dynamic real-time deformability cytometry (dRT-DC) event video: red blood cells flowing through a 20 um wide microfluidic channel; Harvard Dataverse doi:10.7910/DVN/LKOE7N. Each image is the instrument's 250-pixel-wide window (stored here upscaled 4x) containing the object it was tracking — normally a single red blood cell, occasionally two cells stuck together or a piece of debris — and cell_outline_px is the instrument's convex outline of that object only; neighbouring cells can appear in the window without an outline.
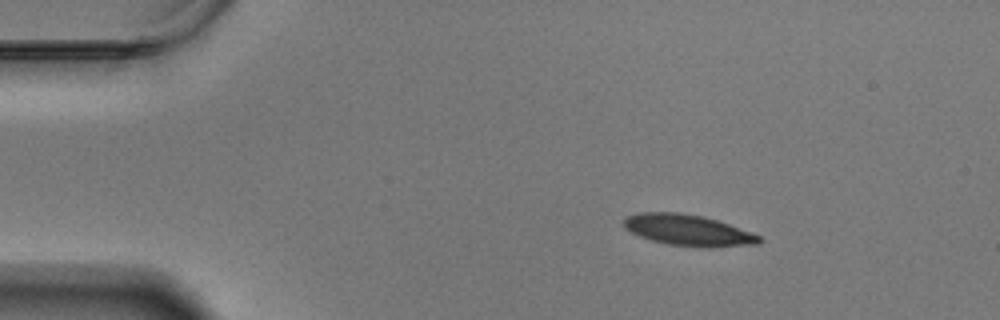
{"species": "Egyptian fruit bat (a non-hibernating species)", "species_latin": "Rousettus aegyptiacus", "temperature_condition": "warm", "stored_images_in_passage": 50, "camera_frame_rate_fps": 3000, "um_per_image_px": 0.085, "animal": {"sex": "male"}, "frame": {"image": 1, "passage_image": 1, "time_ms": 0.0, "image_size_px": [1000, 320], "cell_outline_px": [[764, 240], [760, 244], [668, 244], [652, 240], [640, 236], [624, 228], [624, 216], [640, 212], [680, 212], [704, 216], [728, 224], [760, 236]], "centroid_in_image_um": [58.37, 19.49], "position_along_channel_um": 26.6, "area_um2": 23.29}}
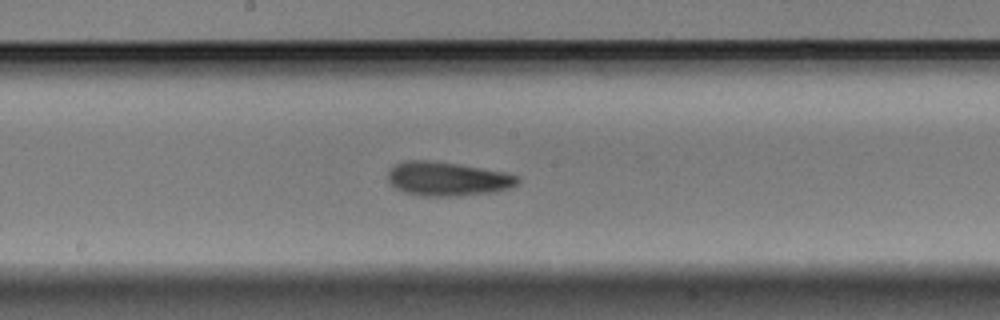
{"frame": {"image": 2, "passage_image": 23, "time_ms": 7.333, "image_size_px": [1000, 320], "cell_outline_px": [[520, 184], [496, 192], [456, 196], [420, 196], [404, 192], [396, 188], [388, 180], [388, 172], [392, 164], [404, 160], [428, 160], [456, 164], [504, 172], [520, 176]], "centroid_in_image_um": [38.03, 15.2], "position_along_channel_um": 210.2, "area_um2": 25.89}}
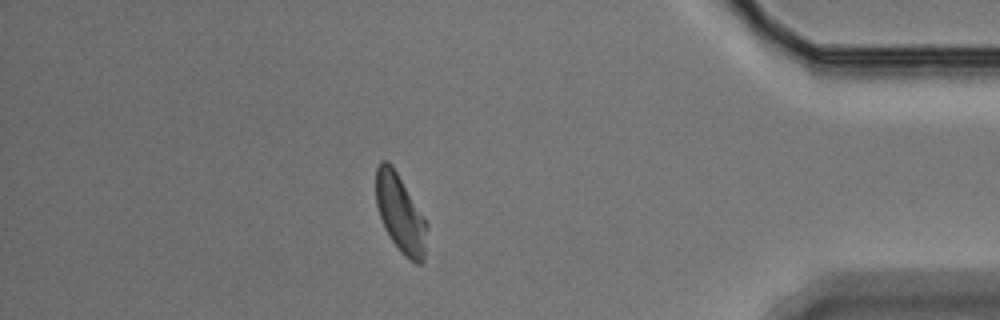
{"frame": {"image": 3, "passage_image": 43, "time_ms": 14.0, "image_size_px": [1000, 320], "cell_outline_px": [[428, 228], [424, 260], [420, 264], [416, 264], [404, 256], [400, 252], [384, 228], [376, 204], [376, 168], [380, 160], [388, 160], [392, 164], [428, 224]], "centroid_in_image_um": [34.03, 18.16], "position_along_channel_um": 401.2, "area_um2": 23.24}, "authors_computed_cell_mechanics": {"area_um2": 24.4494, "velocity_mm_per_s": 3.4242, "shape_relaxation_time_tau1_ms": 4.5001, "shape_relaxation_time_tau2_ms": 1.2055, "deformation_change_tau1": 0.1301, "deformation_change_tau2": 0.0693}}